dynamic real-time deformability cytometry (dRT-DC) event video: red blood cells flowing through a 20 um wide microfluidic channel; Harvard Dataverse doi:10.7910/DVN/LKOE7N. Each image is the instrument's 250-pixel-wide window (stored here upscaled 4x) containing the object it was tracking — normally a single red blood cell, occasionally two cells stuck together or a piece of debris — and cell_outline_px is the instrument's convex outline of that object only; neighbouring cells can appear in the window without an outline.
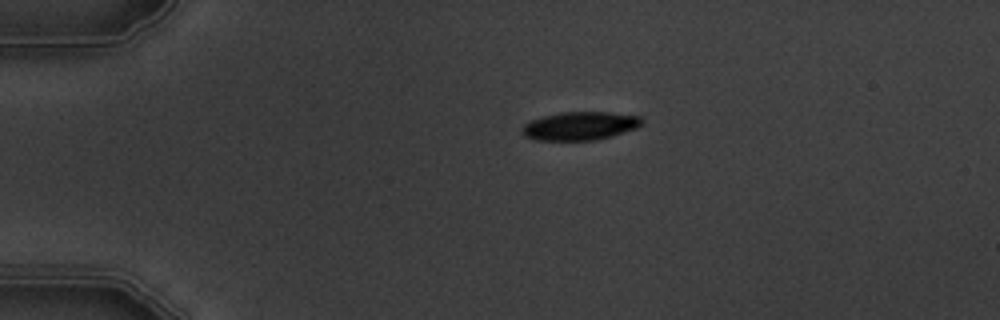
{"species": "common noctule bat (a hibernating species)", "species_latin": "Nyctalus noctula", "temperature_condition": "warm", "stored_images_in_passage": 3, "camera_frame_rate_fps": 3000, "um_per_image_px": 0.085, "animal": {"sex": "male", "body_mass_g": 19.5, "forearm_length_mm": 54.6}, "frame": {"image": 1, "passage_image": 2, "time_ms": 1.0, "image_size_px": [1000, 320], "cell_outline_px": [[644, 124], [636, 128], [612, 136], [596, 140], [536, 140], [524, 136], [520, 132], [520, 128], [524, 124], [532, 120], [544, 116], [560, 112], [608, 112], [640, 116], [644, 120]], "centroid_in_image_um": [49.3, 10.7], "position_along_channel_um": 35.7, "area_um2": 19.94}}